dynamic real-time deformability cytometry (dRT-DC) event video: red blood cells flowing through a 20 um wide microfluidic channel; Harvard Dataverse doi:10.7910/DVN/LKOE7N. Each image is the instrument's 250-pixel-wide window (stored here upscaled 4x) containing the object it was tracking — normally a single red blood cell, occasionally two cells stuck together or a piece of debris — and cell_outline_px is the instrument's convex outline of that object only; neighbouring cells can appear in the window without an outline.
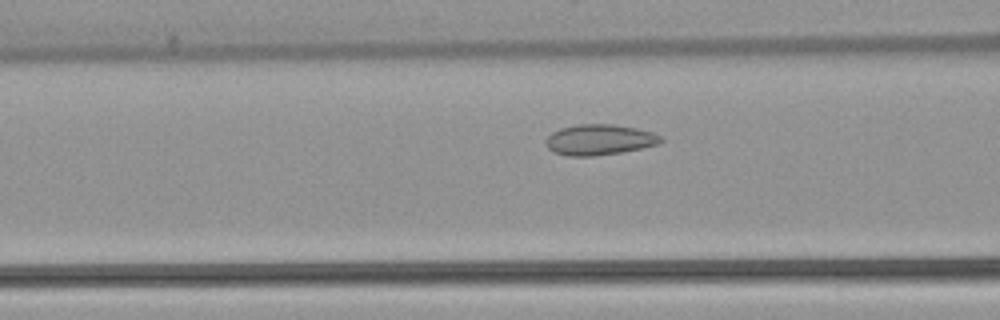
{"species": "common noctule bat (a hibernating species)", "species_latin": "Nyctalus noctula", "temperature_condition": "warm", "stored_images_in_passage": 36, "camera_frame_rate_fps": 3000, "um_per_image_px": 0.085, "animal": {"sex": "female", "body_mass_g": 22.7, "forearm_length_mm": 54.2}, "frame": {"image": 1, "passage_image": 13, "time_ms": 4.0, "image_size_px": [1000, 320], "cell_outline_px": [[664, 140], [660, 144], [644, 148], [620, 152], [592, 156], [568, 156], [552, 152], [548, 148], [544, 140], [552, 132], [560, 128], [576, 124], [612, 124], [636, 128], [652, 132], [660, 136]], "centroid_in_image_um": [50.94, 11.88], "position_along_channel_um": 115.7, "area_um2": 20.69}}
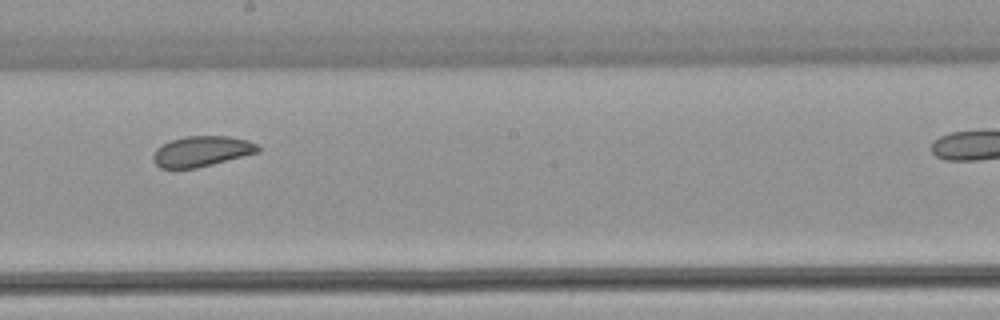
{"frame": {"image": 2, "passage_image": 22, "time_ms": 7.0, "image_size_px": [1000, 320], "cell_outline_px": [[260, 152], [196, 168], [160, 168], [152, 160], [152, 156], [156, 148], [160, 144], [184, 136], [228, 136], [248, 140], [256, 144], [260, 148]], "centroid_in_image_um": [17.12, 12.85], "position_along_channel_um": 231.1, "area_um2": 18.67}}
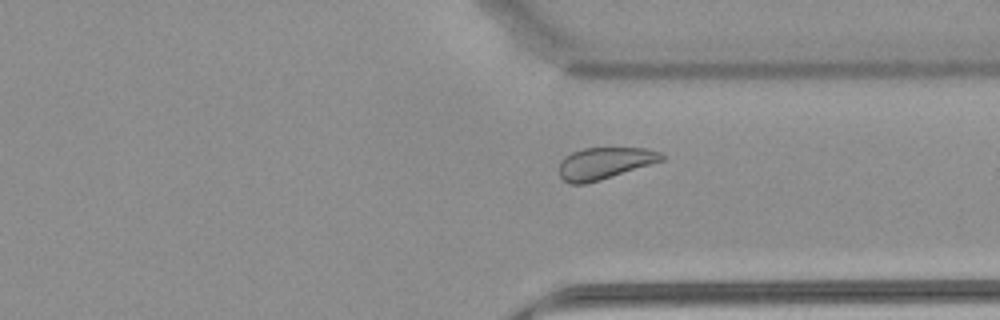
{"frame": {"image": 3, "passage_image": 32, "time_ms": 10.333, "image_size_px": [1000, 320], "cell_outline_px": [[664, 160], [600, 180], [584, 184], [568, 184], [560, 176], [560, 160], [564, 156], [572, 152], [584, 148], [648, 148], [660, 152], [664, 156]], "centroid_in_image_um": [51.38, 13.87], "position_along_channel_um": 360.0, "area_um2": 18.96}}